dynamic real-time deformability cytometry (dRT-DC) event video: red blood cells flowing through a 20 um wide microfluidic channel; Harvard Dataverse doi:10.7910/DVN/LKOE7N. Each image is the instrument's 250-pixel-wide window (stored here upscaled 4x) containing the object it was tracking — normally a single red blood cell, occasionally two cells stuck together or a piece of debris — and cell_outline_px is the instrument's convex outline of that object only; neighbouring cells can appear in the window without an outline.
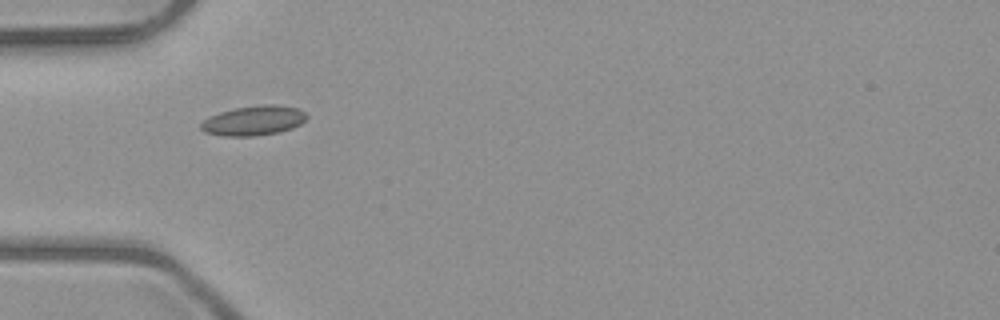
{"species": "common noctule bat (a hibernating species)", "species_latin": "Nyctalus noctula", "temperature_condition": "room temperature", "stored_images_in_passage": 6, "camera_frame_rate_fps": 3000, "um_per_image_px": 0.085, "animal": {"sex": "male", "body_mass_g": 23.1, "forearm_length_mm": 52.7}, "frame": {"image": 1, "passage_image": 5, "time_ms": 4.667, "image_size_px": [1000, 320], "cell_outline_px": [[308, 116], [300, 124], [292, 128], [280, 132], [256, 136], [224, 136], [204, 132], [200, 128], [200, 124], [208, 116], [220, 112], [236, 108], [268, 104], [276, 104], [300, 108]], "centroid_in_image_um": [21.56, 10.25], "position_along_channel_um": 63.4, "area_um2": 18.38}}
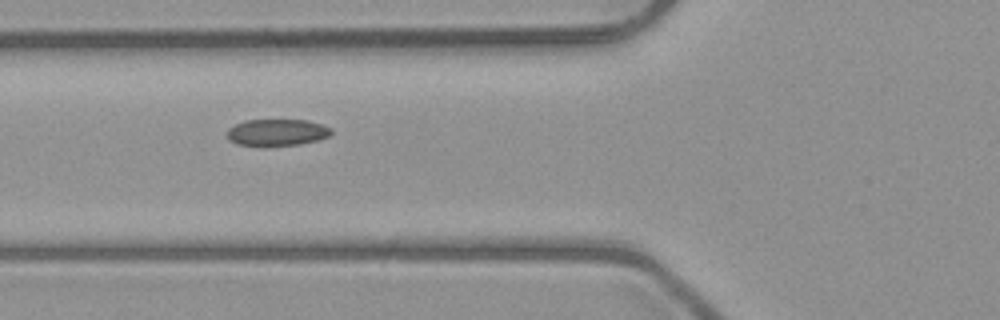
{"frame": {"image": 2, "passage_image": 6, "time_ms": 5.667, "image_size_px": [1000, 320], "cell_outline_px": [[332, 132], [328, 136], [316, 140], [300, 144], [264, 148], [236, 144], [228, 140], [228, 128], [244, 120], [308, 120], [332, 128]], "centroid_in_image_um": [23.5, 11.29], "position_along_channel_um": 102.3, "area_um2": 16.65}}